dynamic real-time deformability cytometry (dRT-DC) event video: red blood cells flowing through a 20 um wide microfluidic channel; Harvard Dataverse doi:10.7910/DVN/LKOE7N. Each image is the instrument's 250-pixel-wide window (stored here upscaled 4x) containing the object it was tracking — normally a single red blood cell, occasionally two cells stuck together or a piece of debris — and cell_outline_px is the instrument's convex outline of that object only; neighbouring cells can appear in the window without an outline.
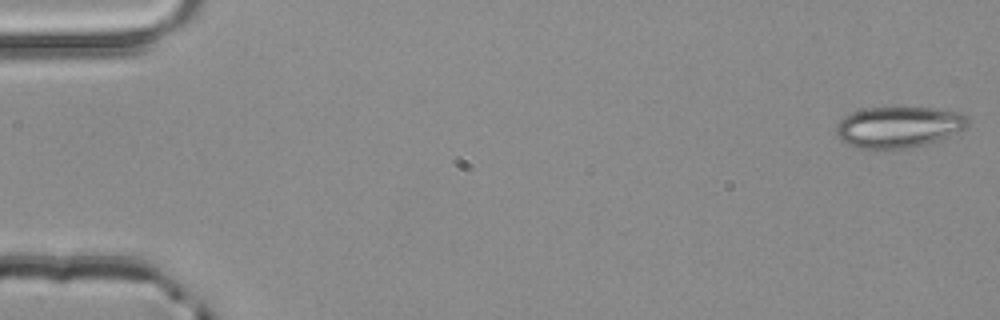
{"species": "common noctule bat (a hibernating species)", "species_latin": "Nyctalus noctula", "temperature_condition": "room temperature", "stored_images_in_passage": 4, "camera_frame_rate_fps": 3000, "um_per_image_px": 0.085, "animal": {"sex": "male", "body_mass_g": 20.4}, "frame": {"image": 1, "passage_image": 1, "time_ms": 0.0, "image_size_px": [1000, 320], "cell_outline_px": [[968, 124], [964, 128], [948, 136], [924, 144], [884, 152], [872, 152], [848, 144], [836, 132], [836, 124], [844, 116], [852, 112], [884, 104], [928, 108], [960, 112], [968, 116]], "centroid_in_image_um": [76.33, 10.78], "position_along_channel_um": 8.7, "area_um2": 32.54}}